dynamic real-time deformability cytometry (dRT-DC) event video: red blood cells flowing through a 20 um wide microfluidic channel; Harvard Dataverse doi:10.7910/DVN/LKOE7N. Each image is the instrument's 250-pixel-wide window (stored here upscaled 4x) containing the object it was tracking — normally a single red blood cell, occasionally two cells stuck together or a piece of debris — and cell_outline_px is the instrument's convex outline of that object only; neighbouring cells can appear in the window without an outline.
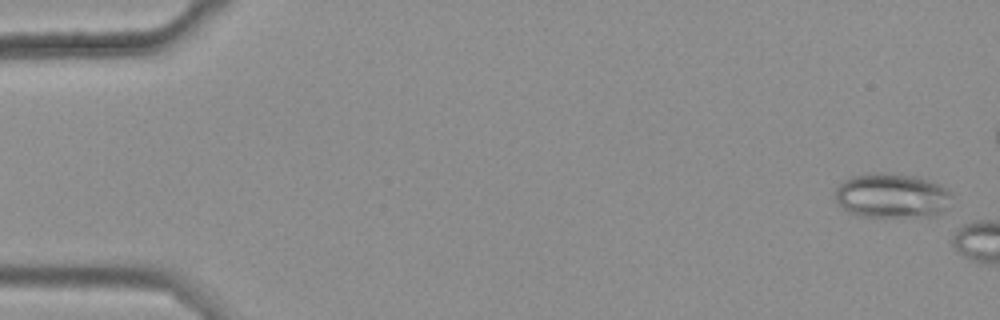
{"species": "common noctule bat (a hibernating species)", "species_latin": "Nyctalus noctula", "temperature_condition": "warm", "stored_images_in_passage": 6, "camera_frame_rate_fps": 3000, "um_per_image_px": 0.085, "animal": {"sex": "female", "body_mass_g": 25.1}, "frame": {"image": 1, "passage_image": 2, "time_ms": 0.333, "image_size_px": [1000, 320], "cell_outline_px": [[952, 196], [944, 208], [936, 216], [860, 216], [848, 212], [836, 200], [836, 188], [844, 180], [852, 176], [872, 172], [880, 172], [916, 176], [928, 180], [952, 192]], "centroid_in_image_um": [75.78, 16.62], "position_along_channel_um": 9.2, "area_um2": 30.0}}